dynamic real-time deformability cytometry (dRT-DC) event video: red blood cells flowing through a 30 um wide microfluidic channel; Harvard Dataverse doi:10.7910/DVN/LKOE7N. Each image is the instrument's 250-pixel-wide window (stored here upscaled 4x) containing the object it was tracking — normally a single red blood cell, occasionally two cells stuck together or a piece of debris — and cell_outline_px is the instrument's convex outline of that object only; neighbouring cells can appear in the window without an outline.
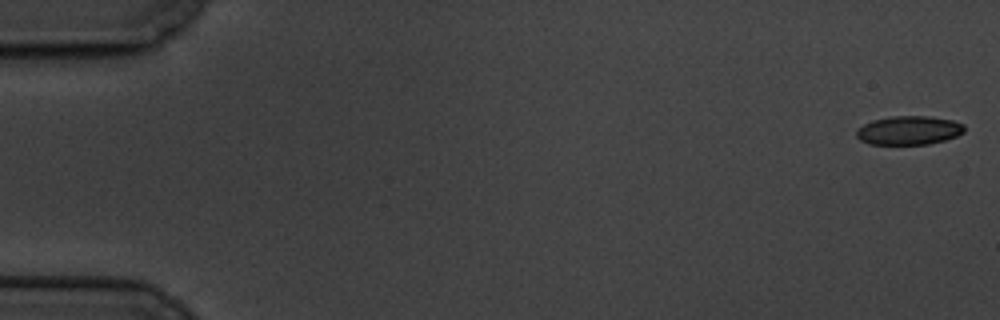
{"species": "common noctule bat (a hibernating species)", "species_latin": "Nyctalus noctula", "temperature_condition": "cold", "stored_images_in_passage": 8, "camera_frame_rate_fps": 3000, "um_per_image_px": 0.085, "animal": {"sex": "male", "body_mass_g": 19.5, "forearm_length_mm": 54.6}, "frame": {"image": 1, "passage_image": 1, "time_ms": 0.0, "image_size_px": [1000, 320], "cell_outline_px": [[964, 132], [956, 136], [944, 140], [928, 144], [868, 144], [860, 140], [856, 136], [856, 128], [872, 120], [892, 116], [928, 116], [952, 120], [964, 124]], "centroid_in_image_um": [77.23, 11.08], "position_along_channel_um": 7.8, "area_um2": 18.15}}
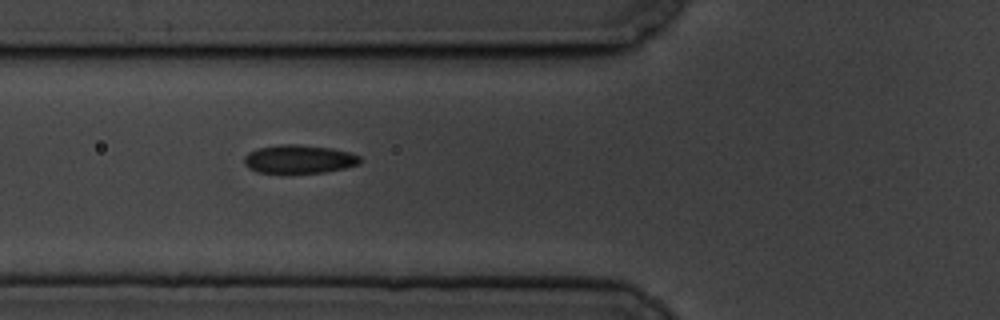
{"frame": {"image": 2, "passage_image": 7, "time_ms": 7.0, "image_size_px": [1000, 320], "cell_outline_px": [[360, 164], [344, 168], [324, 172], [288, 176], [256, 172], [248, 168], [244, 164], [244, 156], [248, 152], [256, 148], [280, 144], [300, 144], [332, 148], [348, 152], [360, 156]], "centroid_in_image_um": [25.35, 13.57], "position_along_channel_um": 100.5, "area_um2": 20.17}}
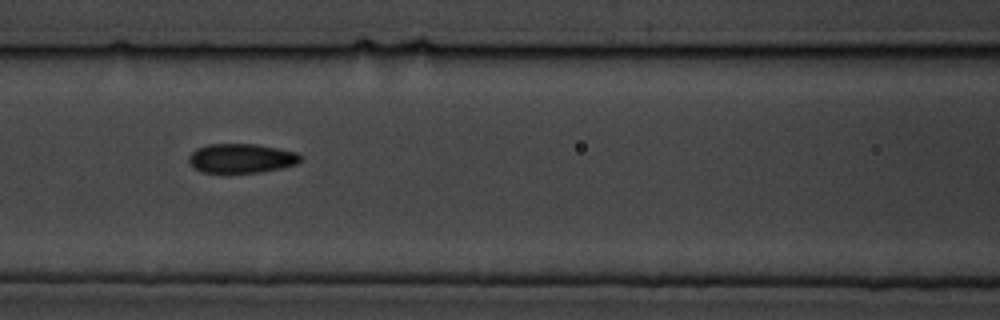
{"frame": {"image": 3, "passage_image": 8, "time_ms": 8.333, "image_size_px": [1000, 320], "cell_outline_px": [[300, 160], [296, 164], [280, 168], [260, 172], [200, 172], [192, 168], [188, 160], [188, 156], [196, 148], [208, 144], [256, 144], [296, 152], [300, 156]], "centroid_in_image_um": [20.45, 13.45], "position_along_channel_um": 146.2, "area_um2": 18.96}}